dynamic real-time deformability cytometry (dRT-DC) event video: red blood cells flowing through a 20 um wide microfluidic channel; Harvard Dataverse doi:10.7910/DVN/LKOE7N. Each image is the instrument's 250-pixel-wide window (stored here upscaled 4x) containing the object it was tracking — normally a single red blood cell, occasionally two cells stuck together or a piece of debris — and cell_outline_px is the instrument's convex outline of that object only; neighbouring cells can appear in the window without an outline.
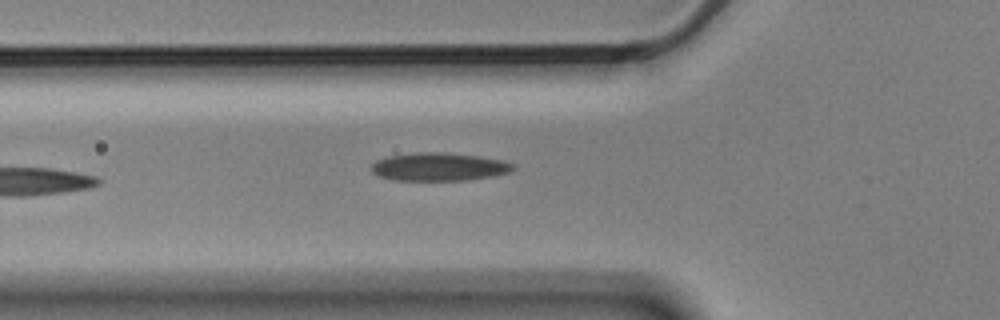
{"species": "Egyptian fruit bat (a non-hibernating species)", "species_latin": "Rousettus aegyptiacus", "temperature_condition": "cold", "stored_images_in_passage": 5, "camera_frame_rate_fps": 3000, "um_per_image_px": 0.085, "animal": {"sex": "male"}, "frame": {"image": 1, "passage_image": 5, "time_ms": 1.333, "image_size_px": [1000, 320], "cell_outline_px": [[516, 168], [508, 172], [492, 176], [468, 180], [392, 180], [376, 176], [372, 172], [372, 164], [376, 160], [388, 156], [416, 152], [440, 152], [480, 156], [504, 160], [512, 164]], "centroid_in_image_um": [37.29, 14.18], "position_along_channel_um": 88.5, "area_um2": 23.29}}